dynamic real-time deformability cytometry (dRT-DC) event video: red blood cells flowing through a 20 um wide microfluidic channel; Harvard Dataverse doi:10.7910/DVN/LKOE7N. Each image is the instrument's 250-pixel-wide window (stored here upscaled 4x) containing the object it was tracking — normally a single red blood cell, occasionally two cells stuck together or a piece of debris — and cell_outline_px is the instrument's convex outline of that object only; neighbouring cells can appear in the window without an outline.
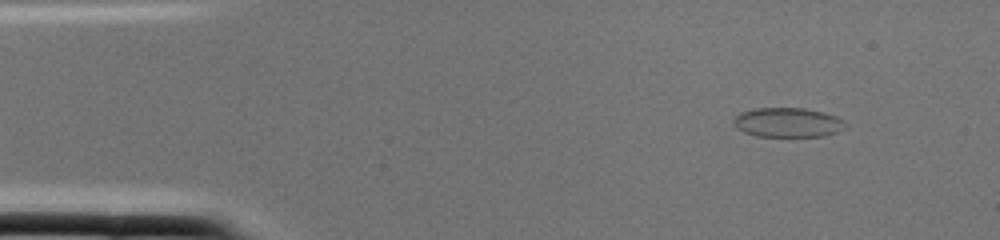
{"species": "common noctule bat (a hibernating species)", "species_latin": "Nyctalus noctula", "temperature_condition": "cold", "stored_images_in_passage": 1, "camera_frame_rate_fps": 3000, "um_per_image_px": 0.085, "animal": {"sex": "female", "body_mass_g": 22.0, "forearm_length_mm": 56.7}, "frame": {"image": 1, "passage_image": 1, "time_ms": 0.0, "image_size_px": [1000, 240], "cell_outline_px": [[848, 128], [840, 132], [824, 136], [756, 136], [744, 132], [736, 128], [732, 124], [732, 120], [740, 112], [756, 108], [804, 108], [824, 112], [836, 116], [844, 120], [848, 124]], "centroid_in_image_um": [67.01, 10.41], "position_along_channel_um": 18.0, "area_um2": 19.59}}